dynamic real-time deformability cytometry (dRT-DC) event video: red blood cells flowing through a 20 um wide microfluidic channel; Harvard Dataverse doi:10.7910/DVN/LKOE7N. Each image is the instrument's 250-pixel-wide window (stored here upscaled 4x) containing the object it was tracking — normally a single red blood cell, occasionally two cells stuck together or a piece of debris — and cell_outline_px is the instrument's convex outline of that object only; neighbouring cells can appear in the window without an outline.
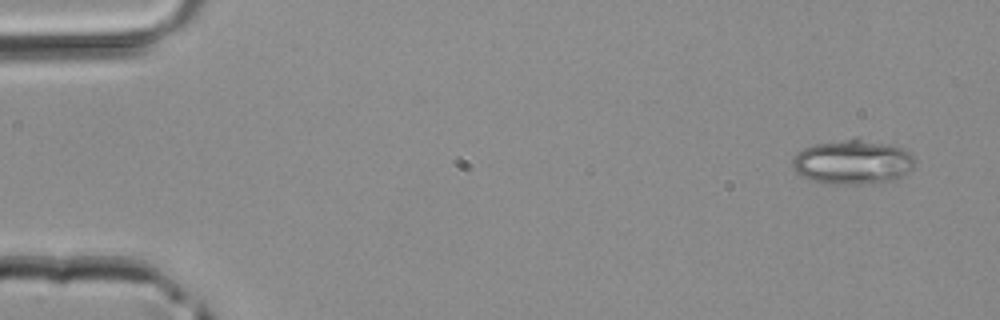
{"species": "common noctule bat (a hibernating species)", "species_latin": "Nyctalus noctula", "temperature_condition": "room temperature", "stored_images_in_passage": 5, "camera_frame_rate_fps": 3000, "um_per_image_px": 0.085, "animal": {"sex": "male", "body_mass_g": 20.4}, "frame": {"image": 1, "passage_image": 1, "time_ms": 0.0, "image_size_px": [1000, 320], "cell_outline_px": [[916, 160], [912, 168], [908, 172], [892, 180], [864, 184], [824, 184], [800, 176], [792, 168], [792, 156], [796, 152], [804, 148], [816, 144], [856, 136], [888, 144], [900, 148], [908, 152]], "centroid_in_image_um": [72.42, 13.76], "position_along_channel_um": 12.6, "area_um2": 32.19}}